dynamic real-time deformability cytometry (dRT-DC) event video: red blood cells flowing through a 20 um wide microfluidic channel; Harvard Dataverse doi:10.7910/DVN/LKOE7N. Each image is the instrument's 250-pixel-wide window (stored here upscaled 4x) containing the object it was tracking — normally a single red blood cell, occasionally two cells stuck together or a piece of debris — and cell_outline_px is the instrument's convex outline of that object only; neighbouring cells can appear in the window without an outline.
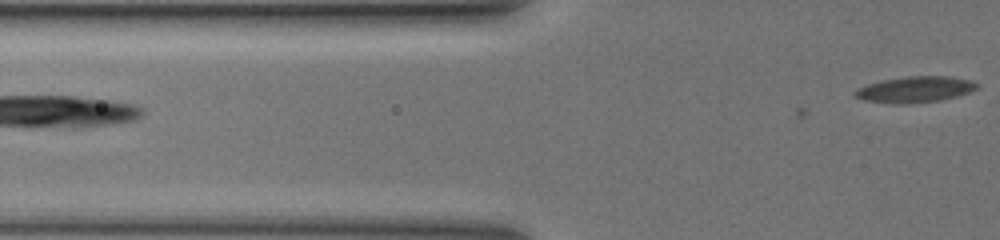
{"species": "common noctule bat (a hibernating species)", "species_latin": "Nyctalus noctula", "temperature_condition": "warm", "stored_images_in_passage": 7, "camera_frame_rate_fps": 3000, "um_per_image_px": 0.085, "animal": {"sex": "female", "body_mass_g": 19.5, "forearm_length_mm": 54.1}, "frame": {"image": 1, "passage_image": 7, "time_ms": 2.0, "image_size_px": [1000, 240], "cell_outline_px": [[976, 88], [968, 92], [956, 96], [940, 100], [900, 104], [864, 100], [856, 96], [852, 92], [868, 84], [884, 80], [908, 76], [948, 76], [972, 80], [976, 84]], "centroid_in_image_um": [77.78, 7.59], "position_along_channel_um": 48.0, "area_um2": 18.03}}